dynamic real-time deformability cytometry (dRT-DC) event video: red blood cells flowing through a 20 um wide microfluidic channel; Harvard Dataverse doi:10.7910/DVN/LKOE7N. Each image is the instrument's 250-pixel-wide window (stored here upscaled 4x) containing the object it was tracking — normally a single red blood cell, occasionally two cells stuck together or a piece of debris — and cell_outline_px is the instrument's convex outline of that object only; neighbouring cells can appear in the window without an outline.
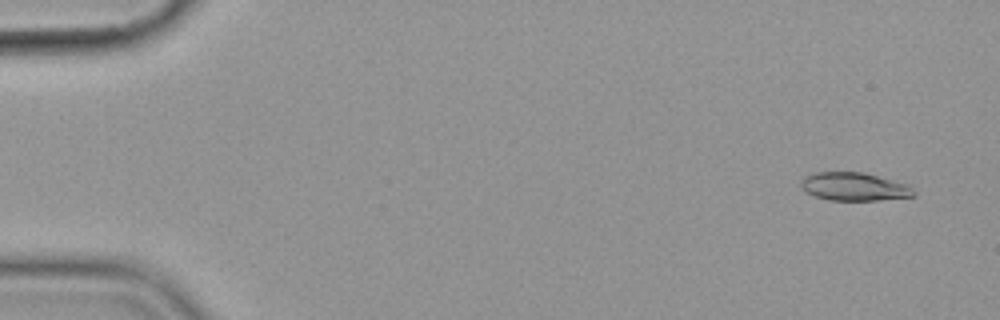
{"species": "common noctule bat (a hibernating species)", "species_latin": "Nyctalus noctula", "temperature_condition": "cold", "stored_images_in_passage": 57, "camera_frame_rate_fps": 3000, "um_per_image_px": 0.085, "animal": {"sex": "female", "body_mass_g": 19.9}, "frame": {"image": 1, "passage_image": 4, "time_ms": 1.0, "image_size_px": [1000, 320], "cell_outline_px": [[916, 192], [912, 196], [876, 200], [828, 200], [804, 192], [800, 184], [800, 180], [804, 176], [812, 172], [860, 172], [908, 184]], "centroid_in_image_um": [72.54, 15.86], "position_along_channel_um": 12.5, "area_um2": 18.44}}
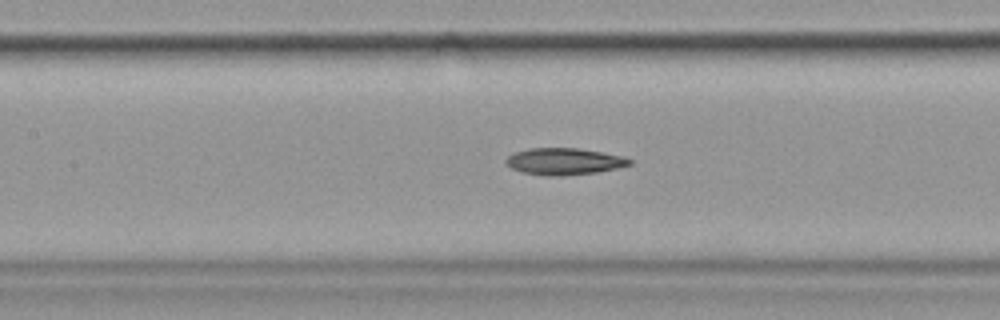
{"frame": {"image": 2, "passage_image": 27, "time_ms": 8.667, "image_size_px": [1000, 320], "cell_outline_px": [[632, 164], [616, 168], [596, 172], [556, 176], [544, 176], [520, 172], [512, 168], [504, 160], [508, 156], [516, 152], [528, 148], [580, 148], [624, 156], [632, 160]], "centroid_in_image_um": [47.95, 13.71], "position_along_channel_um": 159.5, "area_um2": 19.25}}
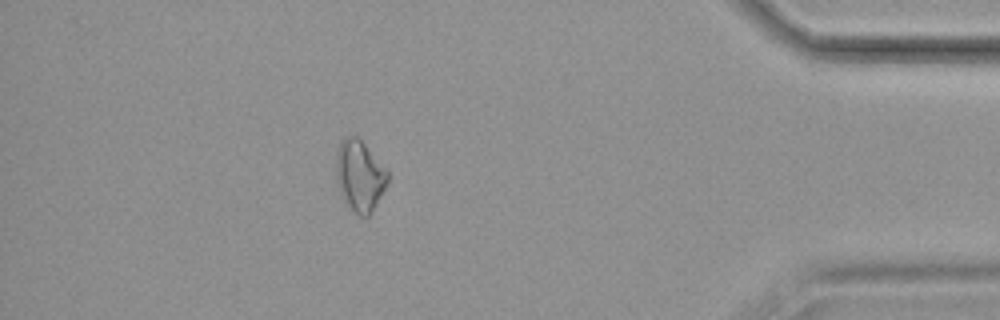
{"frame": {"image": 3, "passage_image": 51, "time_ms": 16.667, "image_size_px": [1000, 320], "cell_outline_px": [[388, 180], [380, 196], [368, 216], [360, 216], [344, 204], [336, 180], [336, 152], [340, 140], [344, 136], [356, 136], [388, 168]], "centroid_in_image_um": [30.55, 14.91], "position_along_channel_um": 404.7, "area_um2": 21.44}, "authors_computed_cell_mechanics": {"area_um2": 19.1896, "velocity_mm_per_s": 3.5675, "shape_relaxation_time_tau1_ms": 4.3533, "shape_relaxation_time_tau2_ms": null, "deformation_change_tau1": 0.122, "deformation_change_tau2": null}}